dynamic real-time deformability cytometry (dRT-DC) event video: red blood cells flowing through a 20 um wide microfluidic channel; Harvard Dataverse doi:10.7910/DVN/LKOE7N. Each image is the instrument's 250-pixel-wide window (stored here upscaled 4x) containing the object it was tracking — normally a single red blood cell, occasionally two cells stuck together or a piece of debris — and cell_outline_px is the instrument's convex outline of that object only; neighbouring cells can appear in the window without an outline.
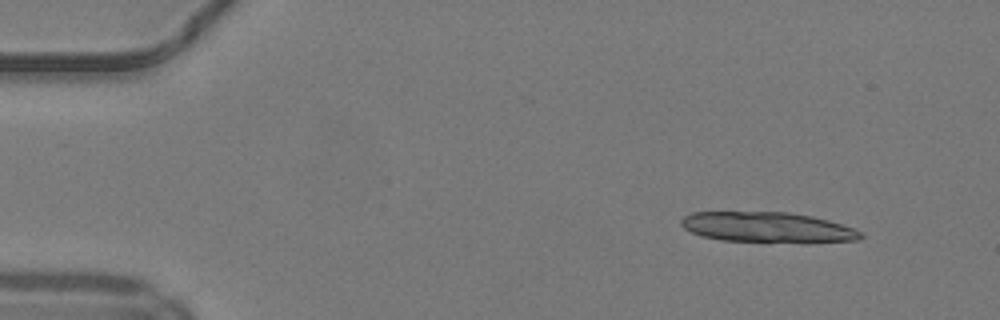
{"species": "common noctule bat (a hibernating species)", "species_latin": "Nyctalus noctula", "temperature_condition": "warm", "stored_images_in_passage": 37, "camera_frame_rate_fps": 3000, "um_per_image_px": 0.085, "animal": {"sex": "male", "body_mass_g": 19.2, "forearm_length_mm": 51.8}, "frame": {"image": 1, "passage_image": 1, "time_ms": 0.0, "image_size_px": [1000, 320], "cell_outline_px": [[864, 236], [860, 240], [720, 240], [700, 236], [684, 228], [680, 224], [680, 220], [684, 216], [692, 212], [788, 212], [812, 216], [828, 220], [864, 232]], "centroid_in_image_um": [65.14, 19.27], "position_along_channel_um": 19.9, "area_um2": 30.58}}
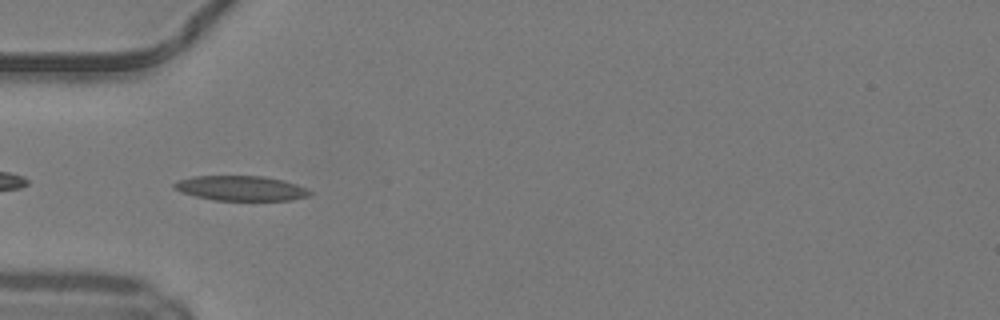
{"frame": {"image": 2, "passage_image": 12, "time_ms": 3.667, "image_size_px": [1000, 320], "cell_outline_px": [[312, 192], [308, 196], [292, 200], [212, 200], [180, 192], [172, 188], [172, 184], [176, 180], [192, 176], [264, 176], [284, 180], [296, 184]], "centroid_in_image_um": [20.41, 15.99], "position_along_channel_um": 64.6, "area_um2": 19.77}}
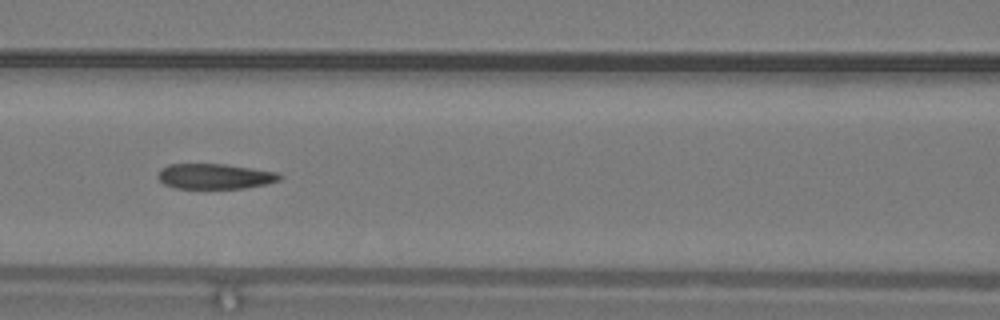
{"frame": {"image": 3, "passage_image": 18, "time_ms": 5.667, "image_size_px": [1000, 320], "cell_outline_px": [[284, 176], [280, 180], [268, 184], [244, 188], [176, 188], [164, 184], [156, 176], [160, 168], [168, 164], [224, 164], [280, 172]], "centroid_in_image_um": [18.29, 14.98], "position_along_channel_um": 148.3, "area_um2": 18.15}, "authors_computed_cell_mechanics": {"area_um2": 19.4786, "velocity_mm_per_s": 4.2231, "shape_relaxation_time_tau1_ms": null, "shape_relaxation_time_tau2_ms": 2.07, "deformation_change_tau1": null, "deformation_change_tau2": 0.1133}}